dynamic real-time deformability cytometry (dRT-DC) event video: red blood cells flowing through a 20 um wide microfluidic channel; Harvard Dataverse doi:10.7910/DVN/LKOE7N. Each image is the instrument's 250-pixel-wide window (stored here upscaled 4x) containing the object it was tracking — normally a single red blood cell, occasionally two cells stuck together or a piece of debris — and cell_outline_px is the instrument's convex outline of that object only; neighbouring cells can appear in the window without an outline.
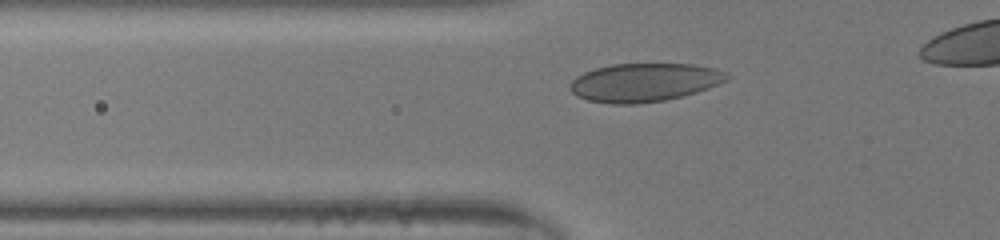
{"species": "human", "species_latin": "Homo sapiens", "temperature_condition": "room temperature", "stored_images_in_passage": 33, "camera_frame_rate_fps": 3000, "um_per_image_px": 0.085, "donor": {"sex": "male"}, "frame": {"image": 1, "passage_image": 7, "time_ms": 2.0, "image_size_px": [1000, 240], "cell_outline_px": [[732, 76], [708, 88], [696, 92], [664, 100], [636, 104], [612, 104], [588, 100], [576, 96], [568, 88], [572, 80], [576, 76], [584, 72], [596, 68], [612, 64], [692, 64], [716, 68]], "centroid_in_image_um": [54.72, 7.0], "position_along_channel_um": 71.1, "area_um2": 34.97}}
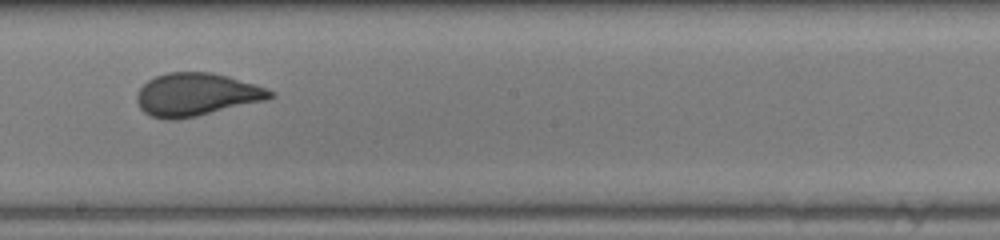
{"frame": {"image": 2, "passage_image": 18, "time_ms": 5.667, "image_size_px": [1000, 240], "cell_outline_px": [[276, 96], [268, 100], [196, 116], [176, 120], [164, 120], [152, 116], [144, 112], [140, 108], [136, 100], [136, 92], [148, 80], [156, 76], [168, 72], [212, 72], [228, 76], [256, 84], [268, 88], [276, 92]], "centroid_in_image_um": [16.73, 8.04], "position_along_channel_um": 231.5, "area_um2": 33.64}}
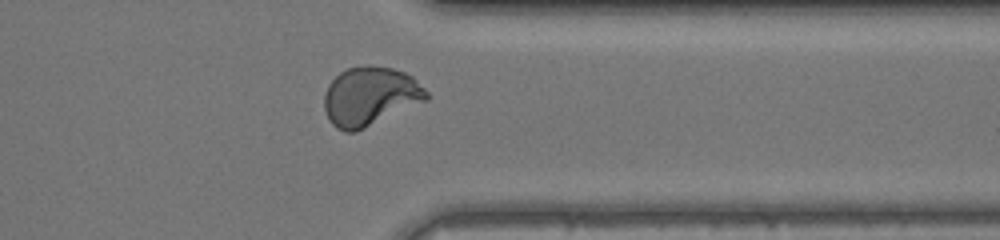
{"frame": {"image": 3, "passage_image": 28, "time_ms": 9.0, "image_size_px": [1000, 240], "cell_outline_px": [[428, 100], [356, 132], [344, 132], [336, 128], [328, 120], [324, 108], [324, 96], [328, 84], [340, 72], [348, 68], [368, 64], [392, 68], [404, 72], [412, 76], [428, 92]], "centroid_in_image_um": [31.45, 8.19], "position_along_channel_um": 380.0, "area_um2": 35.32}}